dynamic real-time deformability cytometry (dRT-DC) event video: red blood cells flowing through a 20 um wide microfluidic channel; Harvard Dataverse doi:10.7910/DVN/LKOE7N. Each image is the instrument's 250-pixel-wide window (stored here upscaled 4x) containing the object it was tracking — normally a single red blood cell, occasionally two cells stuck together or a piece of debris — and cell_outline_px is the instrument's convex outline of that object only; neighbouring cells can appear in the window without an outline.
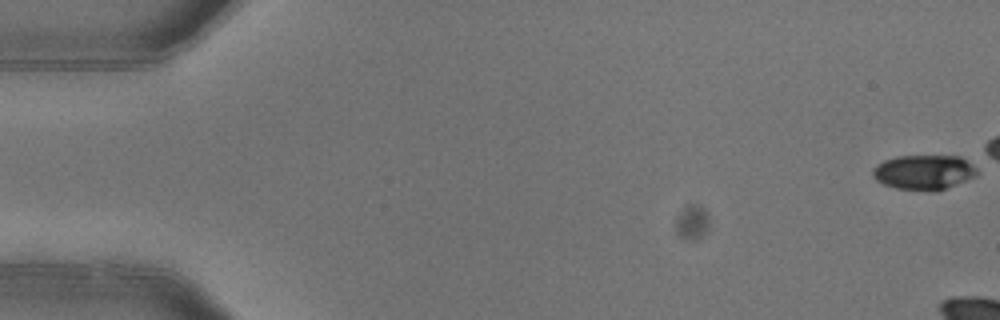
{"species": "common noctule bat (a hibernating species)", "species_latin": "Nyctalus noctula", "temperature_condition": "warm", "stored_images_in_passage": 7, "camera_frame_rate_fps": 3000, "um_per_image_px": 0.085, "animal": {"sex": "female"}, "frame": {"image": 1, "passage_image": 1, "time_ms": 0.0, "image_size_px": [1000, 320], "cell_outline_px": [[976, 176], [936, 192], [896, 188], [884, 184], [876, 180], [872, 176], [872, 168], [876, 164], [884, 160], [896, 156], [960, 156], [972, 164], [976, 168]], "centroid_in_image_um": [78.5, 14.64], "position_along_channel_um": 6.5, "area_um2": 21.21}}
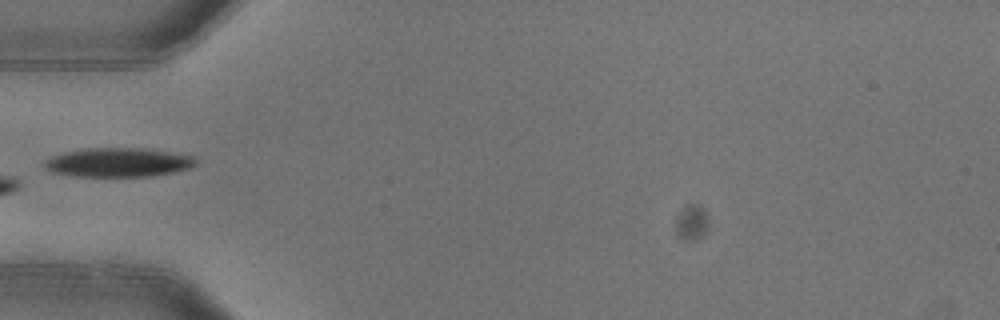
{"frame": {"image": 2, "passage_image": 7, "time_ms": 2.0, "image_size_px": [1000, 320], "cell_outline_px": [[196, 164], [188, 168], [172, 172], [152, 176], [76, 176], [52, 172], [44, 168], [44, 160], [52, 156], [64, 152], [88, 148], [144, 148], [192, 156], [196, 160]], "centroid_in_image_um": [10.0, 13.8], "position_along_channel_um": 75.0, "area_um2": 25.37}}